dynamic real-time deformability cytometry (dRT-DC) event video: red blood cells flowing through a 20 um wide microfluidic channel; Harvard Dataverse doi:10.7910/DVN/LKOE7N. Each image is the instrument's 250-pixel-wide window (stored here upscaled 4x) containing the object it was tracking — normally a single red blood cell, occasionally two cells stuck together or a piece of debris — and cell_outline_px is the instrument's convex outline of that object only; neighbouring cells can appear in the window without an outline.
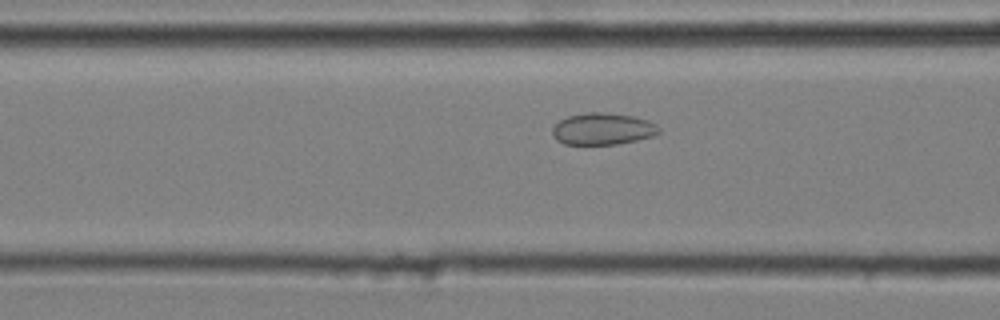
{"species": "common noctule bat (a hibernating species)", "species_latin": "Nyctalus noctula", "temperature_condition": "cold", "stored_images_in_passage": 41, "camera_frame_rate_fps": 3000, "um_per_image_px": 0.085, "animal": {"sex": "male", "body_mass_g": 20.4}, "frame": {"image": 1, "passage_image": 15, "time_ms": 4.667, "image_size_px": [1000, 320], "cell_outline_px": [[660, 132], [652, 136], [636, 140], [616, 144], [564, 144], [556, 140], [552, 136], [552, 128], [560, 120], [568, 116], [588, 112], [604, 112], [632, 116], [648, 120], [656, 124], [660, 128]], "centroid_in_image_um": [51.22, 10.95], "position_along_channel_um": 115.4, "area_um2": 19.71}}
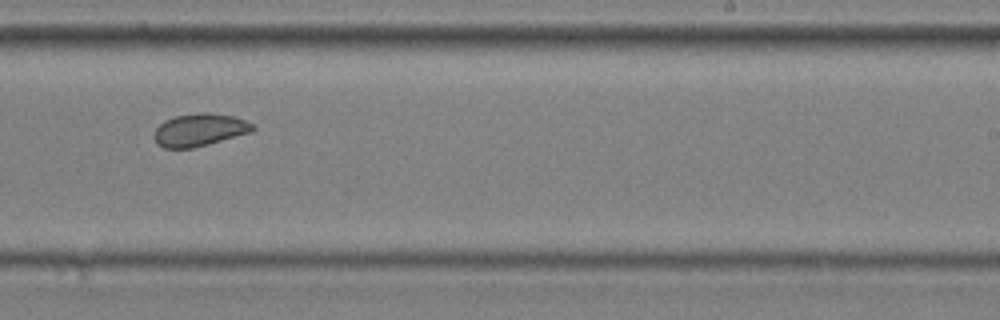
{"frame": {"image": 2, "passage_image": 28, "time_ms": 9.0, "image_size_px": [1000, 320], "cell_outline_px": [[256, 128], [252, 132], [208, 144], [192, 148], [164, 148], [156, 144], [152, 136], [156, 128], [164, 120], [176, 116], [204, 112], [208, 112], [232, 116], [244, 120], [252, 124]], "centroid_in_image_um": [16.93, 11.05], "position_along_channel_um": 272.1, "area_um2": 18.73}}
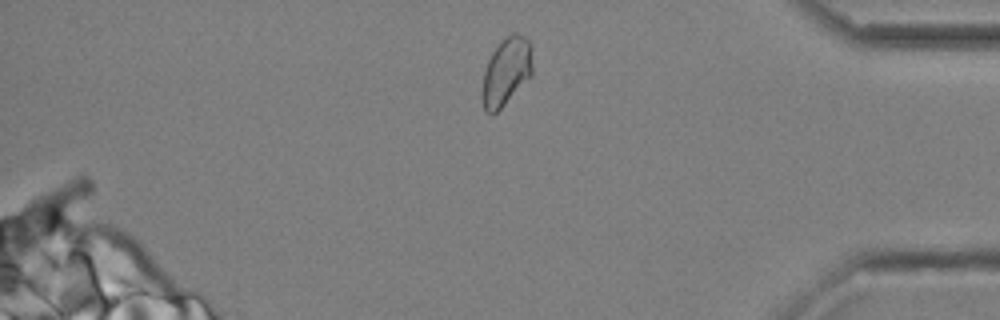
{"frame": {"image": 3, "passage_image": 40, "time_ms": 13.0, "image_size_px": [1000, 320], "cell_outline_px": [[532, 76], [496, 112], [488, 112], [484, 108], [480, 96], [480, 92], [484, 72], [488, 60], [492, 52], [500, 40], [504, 36], [512, 32], [516, 32], [524, 36], [532, 44]], "centroid_in_image_um": [43.03, 6.03], "position_along_channel_um": 392.2, "area_um2": 20.23}, "authors_computed_cell_mechanics": {"area_um2": 19.7098, "velocity_mm_per_s": 3.6204, "shape_relaxation_time_tau1_ms": null, "shape_relaxation_time_tau2_ms": 1.5128, "deformation_change_tau1": null, "deformation_change_tau2": 0.0579}}